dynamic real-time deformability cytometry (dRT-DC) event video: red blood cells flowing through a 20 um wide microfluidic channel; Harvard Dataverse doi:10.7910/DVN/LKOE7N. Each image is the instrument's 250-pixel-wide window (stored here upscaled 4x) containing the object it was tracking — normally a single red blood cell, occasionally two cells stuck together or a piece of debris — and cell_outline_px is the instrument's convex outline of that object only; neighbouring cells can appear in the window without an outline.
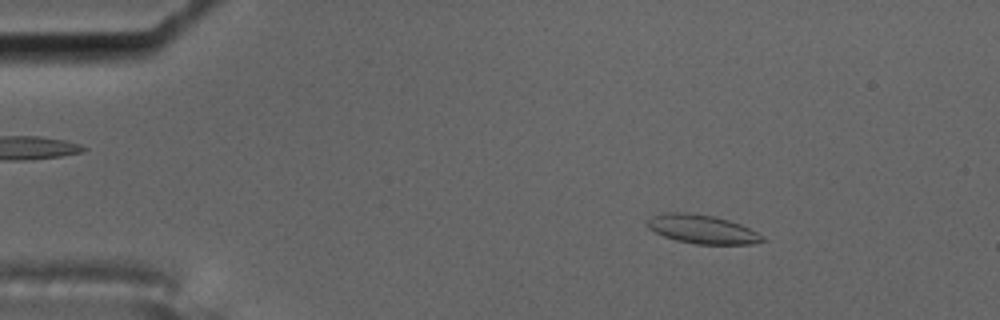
{"species": "common noctule bat (a hibernating species)", "species_latin": "Nyctalus noctula", "temperature_condition": "cold", "stored_images_in_passage": 5, "camera_frame_rate_fps": 3000, "um_per_image_px": 0.085, "animal": {"sex": "male", "body_mass_g": 17.5, "forearm_length_mm": 52.3}, "frame": {"image": 1, "passage_image": 2, "time_ms": 0.333, "image_size_px": [1000, 320], "cell_outline_px": [[764, 240], [752, 244], [696, 244], [676, 240], [664, 236], [648, 228], [648, 220], [652, 216], [668, 212], [684, 212], [712, 216], [728, 220], [740, 224], [764, 236]], "centroid_in_image_um": [59.68, 19.49], "position_along_channel_um": 25.3, "area_um2": 18.96}}